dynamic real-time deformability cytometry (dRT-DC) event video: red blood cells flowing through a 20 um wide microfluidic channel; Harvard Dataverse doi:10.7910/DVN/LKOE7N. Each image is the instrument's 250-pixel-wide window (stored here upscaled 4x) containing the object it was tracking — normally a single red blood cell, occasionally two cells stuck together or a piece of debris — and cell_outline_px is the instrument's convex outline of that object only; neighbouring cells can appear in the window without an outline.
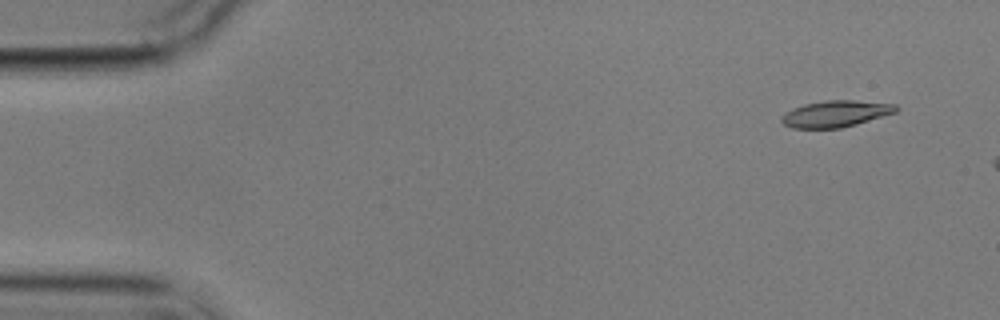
{"species": "common noctule bat (a hibernating species)", "species_latin": "Nyctalus noctula", "temperature_condition": "cold", "stored_images_in_passage": 3, "camera_frame_rate_fps": 3000, "um_per_image_px": 0.085, "animal": {"sex": "male", "body_mass_g": 17.9}, "frame": {"image": 1, "passage_image": 1, "time_ms": 0.0, "image_size_px": [1000, 320], "cell_outline_px": [[900, 108], [896, 112], [856, 124], [840, 128], [792, 128], [784, 124], [780, 120], [780, 116], [784, 112], [792, 108], [804, 104], [824, 100], [856, 100], [896, 104]], "centroid_in_image_um": [71.01, 9.66], "position_along_channel_um": 14.0, "area_um2": 17.8}}